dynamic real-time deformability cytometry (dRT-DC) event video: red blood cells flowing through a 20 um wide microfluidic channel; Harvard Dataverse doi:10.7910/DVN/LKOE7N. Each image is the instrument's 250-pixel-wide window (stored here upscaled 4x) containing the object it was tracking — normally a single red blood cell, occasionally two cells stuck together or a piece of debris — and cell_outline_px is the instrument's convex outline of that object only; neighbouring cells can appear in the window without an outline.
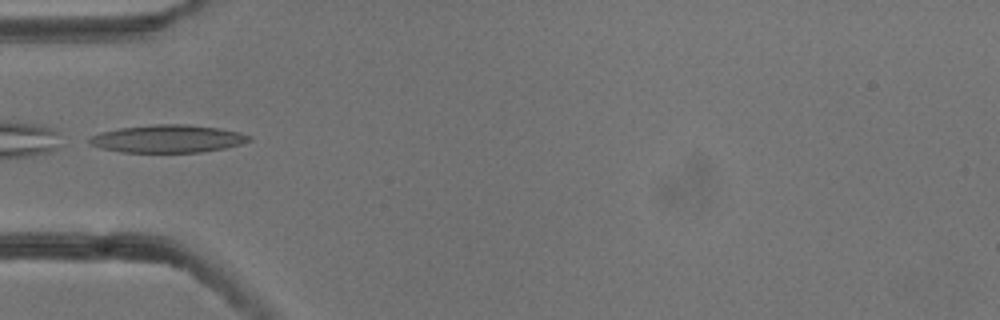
{"species": "common noctule bat (a hibernating species)", "species_latin": "Nyctalus noctula", "temperature_condition": "cold", "stored_images_in_passage": 1, "camera_frame_rate_fps": 3000, "um_per_image_px": 0.085, "animal": {"sex": "male", "body_mass_g": 13.3}, "frame": {"image": 1, "passage_image": 1, "time_ms": 0.0, "image_size_px": [1000, 320], "cell_outline_px": [[252, 140], [240, 144], [224, 148], [200, 152], [124, 152], [100, 148], [88, 144], [88, 136], [100, 132], [120, 128], [156, 124], [184, 124], [220, 128], [240, 132], [252, 136]], "centroid_in_image_um": [14.24, 11.79], "position_along_channel_um": 70.8, "area_um2": 25.89}}